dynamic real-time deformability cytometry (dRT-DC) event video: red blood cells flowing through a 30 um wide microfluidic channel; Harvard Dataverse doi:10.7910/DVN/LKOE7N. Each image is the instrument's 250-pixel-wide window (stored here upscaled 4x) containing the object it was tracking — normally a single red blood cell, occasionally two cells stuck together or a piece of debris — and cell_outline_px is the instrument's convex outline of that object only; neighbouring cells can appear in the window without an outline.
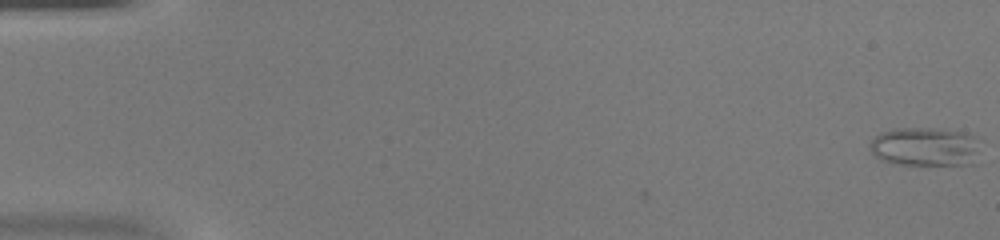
{"species": "common noctule bat (a hibernating species)", "species_latin": "Nyctalus noctula", "temperature_condition": "warm", "stored_images_in_passage": 3, "camera_frame_rate_fps": 3000, "um_per_image_px": 0.085, "animal": {"sex": "female", "body_mass_g": 20.0, "forearm_length_mm": 54.0}, "frame": {"image": 1, "passage_image": 1, "time_ms": 0.0, "image_size_px": [1000, 240], "cell_outline_px": [[984, 140], [976, 164], [896, 164], [880, 160], [872, 152], [868, 144], [880, 132], [892, 128], [932, 128], [968, 132]], "centroid_in_image_um": [78.75, 12.45], "position_along_channel_um": 6.3, "area_um2": 25.84}}